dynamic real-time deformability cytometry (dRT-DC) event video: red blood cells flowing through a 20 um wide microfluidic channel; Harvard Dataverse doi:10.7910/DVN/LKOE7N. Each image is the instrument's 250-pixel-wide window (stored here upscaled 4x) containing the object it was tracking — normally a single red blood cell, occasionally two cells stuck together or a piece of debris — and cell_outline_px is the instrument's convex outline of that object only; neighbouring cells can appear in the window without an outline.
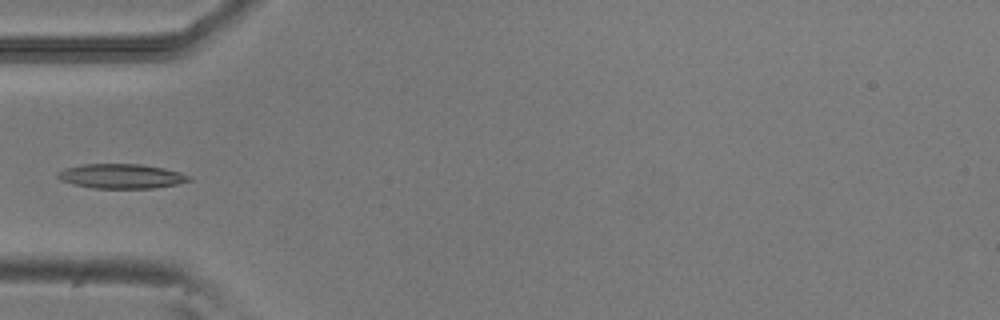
{"species": "common noctule bat (a hibernating species)", "species_latin": "Nyctalus noctula", "temperature_condition": "room temperature", "stored_images_in_passage": 6, "camera_frame_rate_fps": 3000, "um_per_image_px": 0.085, "animal": {"sex": "male", "body_mass_g": 20.5, "forearm_length_mm": 52.5}, "frame": {"image": 1, "passage_image": 4, "time_ms": 1.0, "image_size_px": [1000, 320], "cell_outline_px": [[192, 180], [176, 184], [152, 188], [92, 188], [72, 184], [60, 180], [56, 176], [56, 172], [64, 168], [80, 164], [140, 164], [164, 168], [180, 172], [192, 176]], "centroid_in_image_um": [10.28, 14.97], "position_along_channel_um": 74.7, "area_um2": 18.96}}
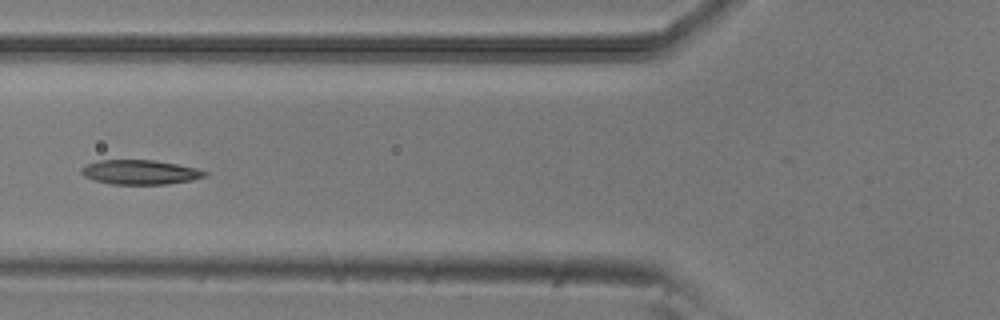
{"frame": {"image": 2, "passage_image": 5, "time_ms": 1.333, "image_size_px": [1000, 320], "cell_outline_px": [[208, 176], [192, 180], [168, 184], [112, 184], [96, 180], [84, 176], [80, 172], [80, 168], [88, 164], [100, 160], [156, 160], [196, 168], [208, 172]], "centroid_in_image_um": [11.94, 14.63], "position_along_channel_um": 113.9, "area_um2": 17.57}}
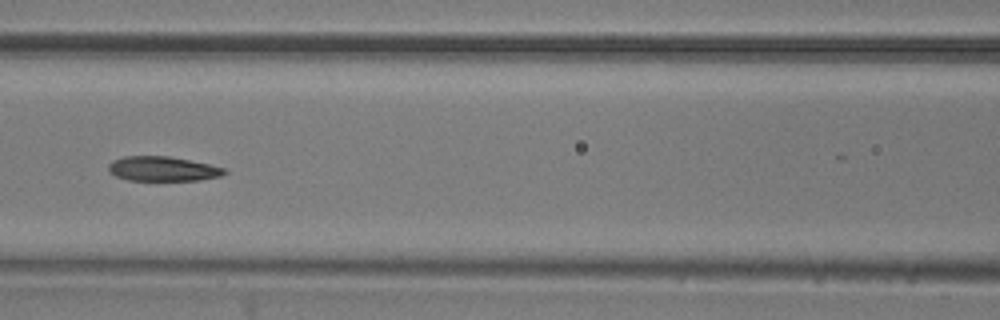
{"frame": {"image": 3, "passage_image": 6, "time_ms": 1.667, "image_size_px": [1000, 320], "cell_outline_px": [[228, 172], [220, 176], [200, 180], [128, 180], [116, 176], [108, 168], [108, 164], [112, 160], [124, 156], [168, 156], [208, 164], [224, 168]], "centroid_in_image_um": [13.82, 14.35], "position_along_channel_um": 152.8, "area_um2": 16.47}}